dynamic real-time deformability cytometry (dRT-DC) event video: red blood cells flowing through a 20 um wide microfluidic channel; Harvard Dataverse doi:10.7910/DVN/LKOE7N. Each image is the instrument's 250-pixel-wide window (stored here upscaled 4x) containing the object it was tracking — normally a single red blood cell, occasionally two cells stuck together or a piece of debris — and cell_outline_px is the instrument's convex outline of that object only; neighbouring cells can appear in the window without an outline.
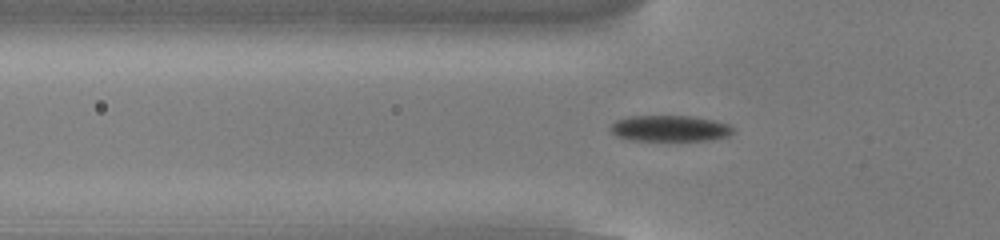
{"species": "common noctule bat (a hibernating species)", "species_latin": "Nyctalus noctula", "temperature_condition": "cold", "stored_images_in_passage": 47, "camera_frame_rate_fps": 3000, "um_per_image_px": 0.085, "animal": {"sex": "male", "body_mass_g": 13.0, "forearm_length_mm": 53.1}, "frame": {"image": 1, "passage_image": 11, "time_ms": 3.333, "image_size_px": [1000, 240], "cell_outline_px": [[732, 132], [728, 136], [708, 140], [632, 140], [616, 136], [608, 128], [616, 120], [628, 116], [692, 116], [716, 120], [728, 124], [732, 128]], "centroid_in_image_um": [56.91, 10.9], "position_along_channel_um": 68.9, "area_um2": 18.55}}
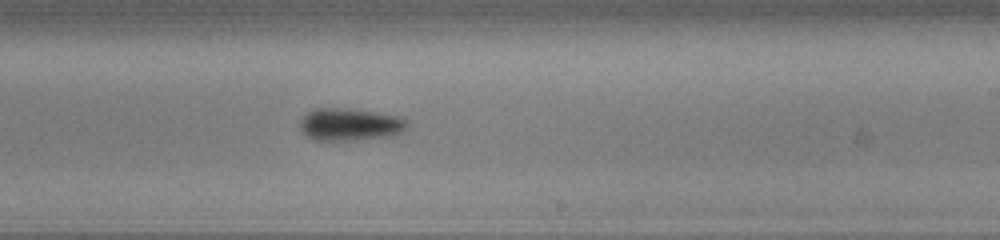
{"frame": {"image": 2, "passage_image": 26, "time_ms": 8.333, "image_size_px": [1000, 240], "cell_outline_px": [[408, 128], [404, 132], [396, 136], [356, 140], [312, 140], [300, 128], [300, 120], [308, 112], [316, 108], [348, 108], [376, 112], [400, 116], [408, 120]], "centroid_in_image_um": [29.83, 10.58], "position_along_channel_um": 259.2, "area_um2": 20.63}}
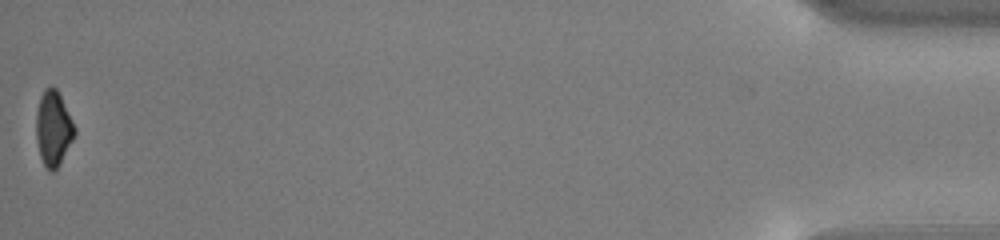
{"frame": {"image": 3, "passage_image": 47, "time_ms": 15.333, "image_size_px": [1000, 240], "cell_outline_px": [[76, 132], [60, 164], [52, 172], [48, 172], [40, 156], [36, 136], [36, 112], [40, 96], [44, 88], [56, 88], [76, 128]], "centroid_in_image_um": [4.52, 10.93], "position_along_channel_um": 430.7, "area_um2": 16.59}, "authors_computed_cell_mechanics": {"area_um2": 19.074, "velocity_mm_per_s": 3.8271, "shape_relaxation_time_tau1_ms": 1.7361, "shape_relaxation_time_tau2_ms": null, "deformation_change_tau1": 0.1039, "deformation_change_tau2": null}}